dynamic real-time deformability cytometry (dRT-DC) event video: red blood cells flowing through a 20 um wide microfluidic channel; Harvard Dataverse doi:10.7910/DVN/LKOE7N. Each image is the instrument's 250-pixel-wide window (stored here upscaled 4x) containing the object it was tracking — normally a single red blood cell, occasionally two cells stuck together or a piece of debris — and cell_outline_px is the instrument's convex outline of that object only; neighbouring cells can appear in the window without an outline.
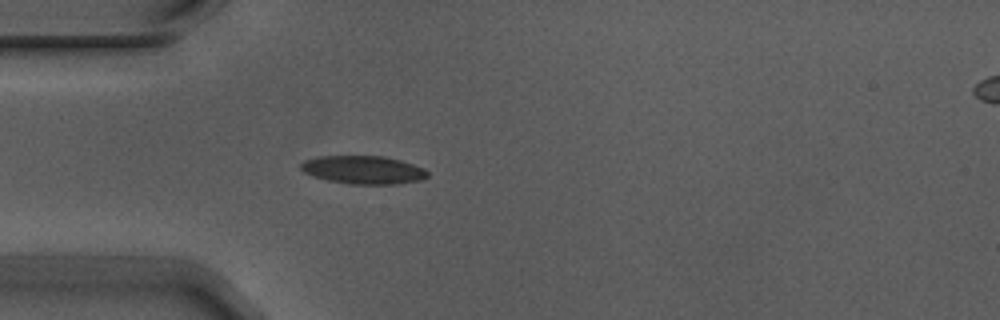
{"species": "Egyptian fruit bat (a non-hibernating species)", "species_latin": "Rousettus aegyptiacus", "temperature_condition": "warm", "stored_images_in_passage": 4, "camera_frame_rate_fps": 3000, "um_per_image_px": 0.085, "animal": {"sex": "male"}, "frame": {"image": 1, "passage_image": 4, "time_ms": 1.0, "image_size_px": [1000, 320], "cell_outline_px": [[428, 176], [420, 180], [396, 184], [348, 184], [328, 180], [312, 176], [304, 172], [300, 168], [300, 164], [304, 160], [320, 156], [384, 156], [400, 160], [424, 168], [428, 172]], "centroid_in_image_um": [30.86, 14.44], "position_along_channel_um": 54.1, "area_um2": 20.81}}